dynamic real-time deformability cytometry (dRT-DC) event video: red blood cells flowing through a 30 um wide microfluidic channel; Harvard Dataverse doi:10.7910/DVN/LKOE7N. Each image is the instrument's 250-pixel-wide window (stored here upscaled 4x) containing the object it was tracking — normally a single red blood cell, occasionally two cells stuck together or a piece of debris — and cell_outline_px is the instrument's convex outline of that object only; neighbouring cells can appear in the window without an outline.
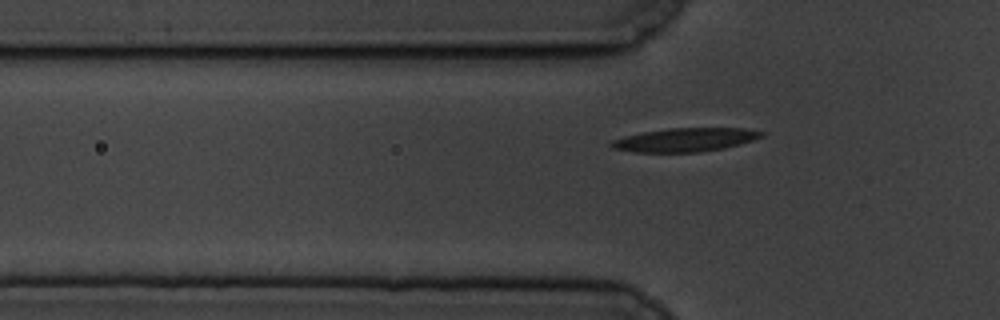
{"species": "common noctule bat (a hibernating species)", "species_latin": "Nyctalus noctula", "temperature_condition": "cold", "stored_images_in_passage": 45, "camera_frame_rate_fps": 3000, "um_per_image_px": 0.085, "animal": {"sex": "male", "body_mass_g": 19.5, "forearm_length_mm": 54.6}, "frame": {"image": 1, "passage_image": 10, "time_ms": 3.0, "image_size_px": [1000, 320], "cell_outline_px": [[764, 136], [740, 144], [724, 148], [700, 152], [636, 152], [612, 148], [608, 144], [612, 140], [624, 136], [644, 132], [668, 128], [744, 128], [764, 132]], "centroid_in_image_um": [58.23, 11.88], "position_along_channel_um": 67.6, "area_um2": 20.63}}
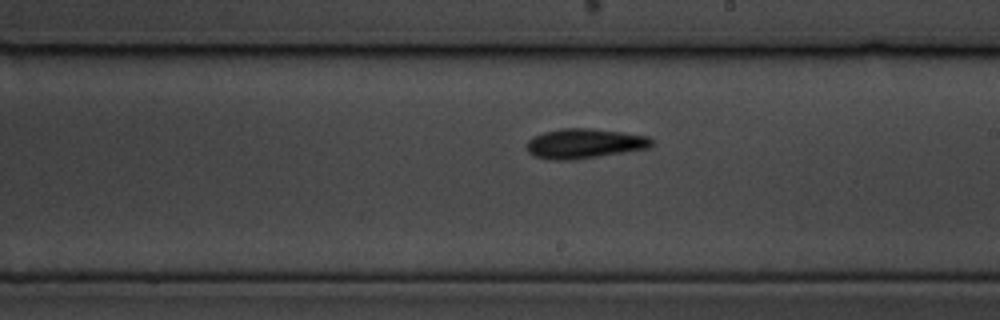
{"frame": {"image": 2, "passage_image": 25, "time_ms": 8.0, "image_size_px": [1000, 320], "cell_outline_px": [[652, 148], [568, 160], [548, 160], [532, 156], [528, 152], [528, 140], [532, 136], [544, 132], [560, 128], [588, 128], [620, 132], [648, 136], [652, 140]], "centroid_in_image_um": [49.64, 12.2], "position_along_channel_um": 239.4, "area_um2": 21.62}}
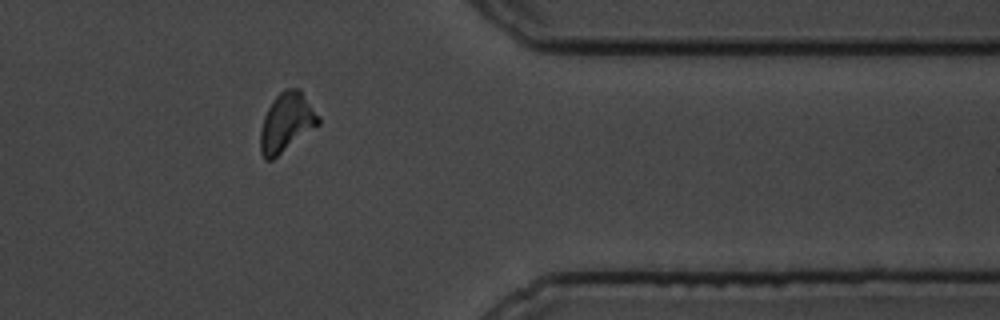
{"frame": {"image": 3, "passage_image": 39, "time_ms": 12.667, "image_size_px": [1000, 320], "cell_outline_px": [[320, 124], [272, 160], [264, 160], [260, 152], [260, 132], [264, 116], [272, 100], [280, 92], [288, 88], [300, 88], [320, 116]], "centroid_in_image_um": [24.36, 10.4], "position_along_channel_um": 387.0, "area_um2": 20.06}}